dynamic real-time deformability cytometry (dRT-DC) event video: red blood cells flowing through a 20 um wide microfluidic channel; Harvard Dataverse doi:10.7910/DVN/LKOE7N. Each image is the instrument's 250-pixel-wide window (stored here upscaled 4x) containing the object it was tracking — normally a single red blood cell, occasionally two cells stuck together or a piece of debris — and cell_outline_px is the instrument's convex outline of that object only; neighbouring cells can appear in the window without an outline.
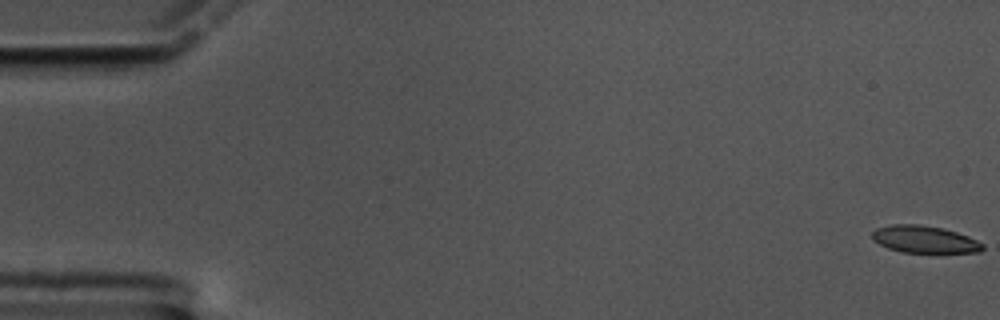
{"species": "common noctule bat (a hibernating species)", "species_latin": "Nyctalus noctula", "temperature_condition": "cold", "stored_images_in_passage": 60, "camera_frame_rate_fps": 3000, "um_per_image_px": 0.085, "animal": {"sex": "male", "body_mass_g": 17.5, "forearm_length_mm": 52.3}, "frame": {"image": 1, "passage_image": 1, "time_ms": 0.0, "image_size_px": [1000, 320], "cell_outline_px": [[984, 248], [980, 252], [900, 252], [888, 248], [872, 240], [872, 232], [876, 228], [892, 224], [920, 224], [940, 228], [956, 232], [968, 236], [984, 244]], "centroid_in_image_um": [78.55, 20.34], "position_along_channel_um": 6.4, "area_um2": 17.4}}
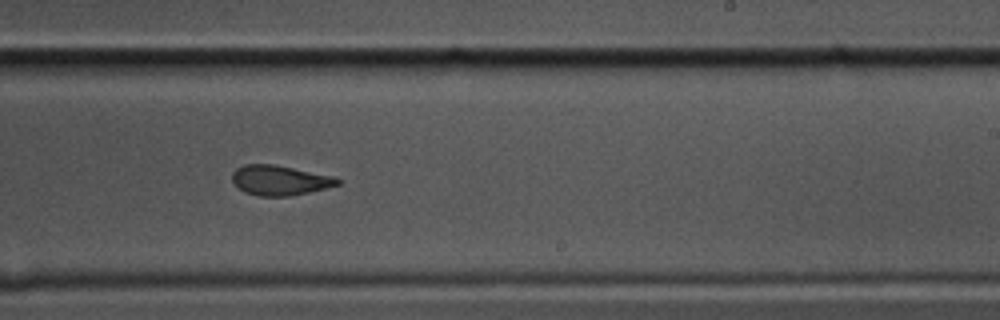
{"frame": {"image": 2, "passage_image": 37, "time_ms": 12.0, "image_size_px": [1000, 320], "cell_outline_px": [[340, 184], [308, 192], [288, 196], [260, 196], [244, 192], [232, 180], [232, 172], [236, 168], [244, 164], [272, 164], [336, 176], [340, 180]], "centroid_in_image_um": [23.78, 15.31], "position_along_channel_um": 265.2, "area_um2": 18.26}}
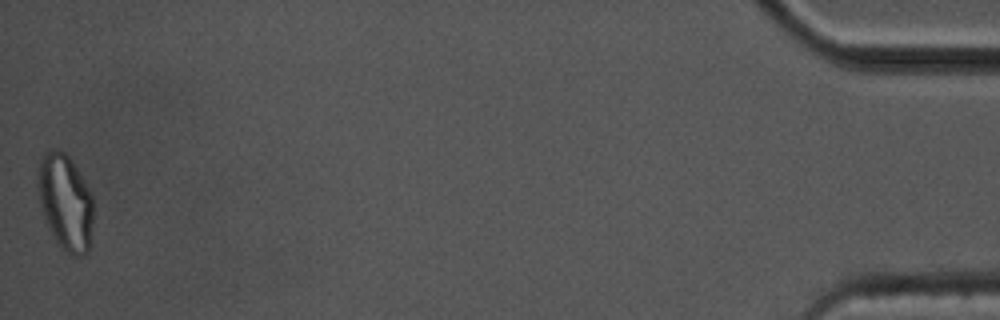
{"frame": {"image": 3, "passage_image": 60, "time_ms": 19.667, "image_size_px": [1000, 320], "cell_outline_px": [[92, 220], [88, 252], [84, 256], [72, 256], [60, 248], [56, 244], [44, 220], [40, 204], [36, 184], [36, 172], [40, 160], [44, 152], [52, 148], [56, 148], [64, 152], [72, 160], [92, 192]], "centroid_in_image_um": [5.52, 17.17], "position_along_channel_um": 429.7, "area_um2": 31.79}, "authors_computed_cell_mechanics": {"area_um2": 18.9295, "velocity_mm_per_s": 3.3891, "shape_relaxation_time_tau1_ms": 8.0324, "shape_relaxation_time_tau2_ms": 3.8995, "deformation_change_tau1": 0.2127, "deformation_change_tau2": 0.1044}}